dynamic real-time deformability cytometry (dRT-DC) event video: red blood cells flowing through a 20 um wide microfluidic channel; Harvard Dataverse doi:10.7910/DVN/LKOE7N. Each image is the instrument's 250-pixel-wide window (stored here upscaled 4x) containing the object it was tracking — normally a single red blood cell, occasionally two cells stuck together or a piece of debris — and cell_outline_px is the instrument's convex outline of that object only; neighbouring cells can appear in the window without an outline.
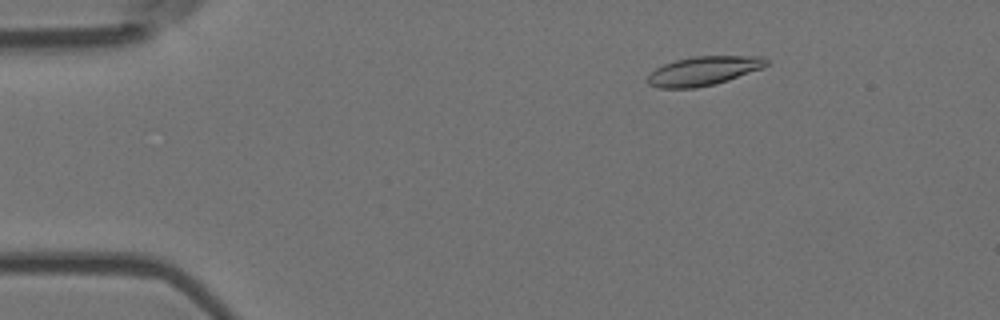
{"species": "Egyptian fruit bat (a non-hibernating species)", "species_latin": "Rousettus aegyptiacus", "temperature_condition": "room temperature", "stored_images_in_passage": 4, "camera_frame_rate_fps": 3000, "um_per_image_px": 0.085, "animal": {"sex": "female"}, "frame": {"image": 1, "passage_image": 2, "time_ms": 0.333, "image_size_px": [1000, 320], "cell_outline_px": [[768, 64], [764, 68], [716, 84], [696, 88], [660, 88], [648, 84], [648, 72], [664, 64], [676, 60], [692, 56], [764, 56], [768, 60]], "centroid_in_image_um": [59.82, 6.02], "position_along_channel_um": 25.2, "area_um2": 20.29}}